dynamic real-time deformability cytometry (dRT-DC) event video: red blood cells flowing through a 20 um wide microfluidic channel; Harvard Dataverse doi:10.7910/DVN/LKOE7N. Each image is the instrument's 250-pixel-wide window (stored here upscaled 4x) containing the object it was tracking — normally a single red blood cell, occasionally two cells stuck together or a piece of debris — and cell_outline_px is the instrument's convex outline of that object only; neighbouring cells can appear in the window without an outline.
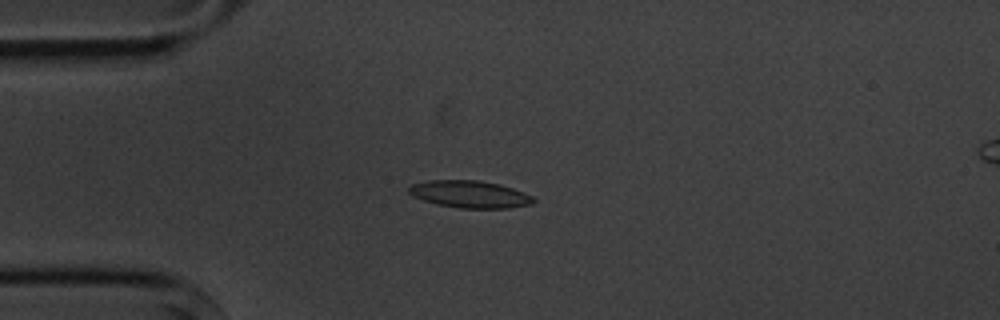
{"species": "common noctule bat (a hibernating species)", "species_latin": "Nyctalus noctula", "temperature_condition": "cold", "stored_images_in_passage": 10, "camera_frame_rate_fps": 3000, "um_per_image_px": 0.085, "animal": {"sex": "male", "body_mass_g": 20.1, "forearm_length_mm": 53.5}, "frame": {"image": 1, "passage_image": 4, "time_ms": 4.333, "image_size_px": [1000, 320], "cell_outline_px": [[536, 200], [532, 204], [508, 208], [460, 208], [436, 204], [412, 196], [408, 192], [408, 188], [412, 184], [428, 180], [480, 180], [500, 184], [524, 192], [532, 196]], "centroid_in_image_um": [39.93, 16.5], "position_along_channel_um": 45.1, "area_um2": 19.83}}
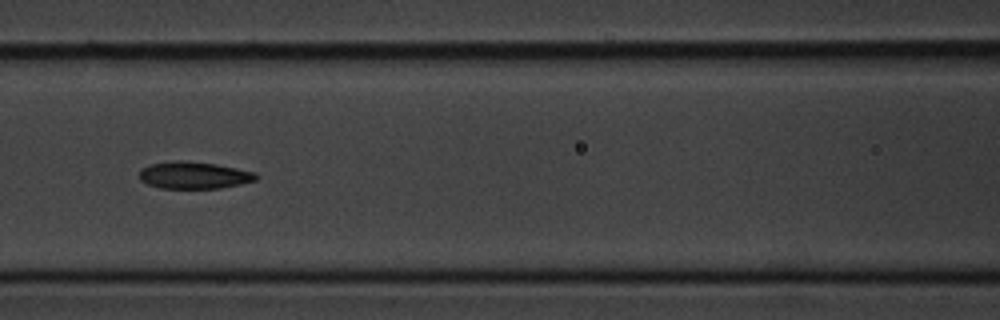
{"frame": {"image": 2, "passage_image": 7, "time_ms": 7.667, "image_size_px": [1000, 320], "cell_outline_px": [[260, 176], [256, 180], [240, 184], [220, 188], [160, 188], [148, 184], [140, 180], [140, 168], [148, 164], [176, 160], [216, 164], [256, 172]], "centroid_in_image_um": [16.49, 14.89], "position_along_channel_um": 150.1, "area_um2": 18.44}}
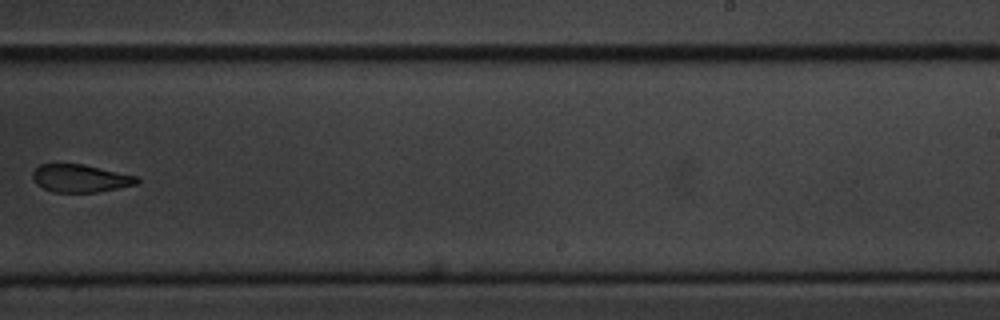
{"frame": {"image": 3, "passage_image": 10, "time_ms": 11.333, "image_size_px": [1000, 320], "cell_outline_px": [[140, 180], [136, 184], [96, 192], [56, 192], [44, 188], [36, 184], [32, 180], [32, 172], [40, 164], [84, 164], [136, 176]], "centroid_in_image_um": [6.79, 15.15], "position_along_channel_um": 282.2, "area_um2": 16.7}}